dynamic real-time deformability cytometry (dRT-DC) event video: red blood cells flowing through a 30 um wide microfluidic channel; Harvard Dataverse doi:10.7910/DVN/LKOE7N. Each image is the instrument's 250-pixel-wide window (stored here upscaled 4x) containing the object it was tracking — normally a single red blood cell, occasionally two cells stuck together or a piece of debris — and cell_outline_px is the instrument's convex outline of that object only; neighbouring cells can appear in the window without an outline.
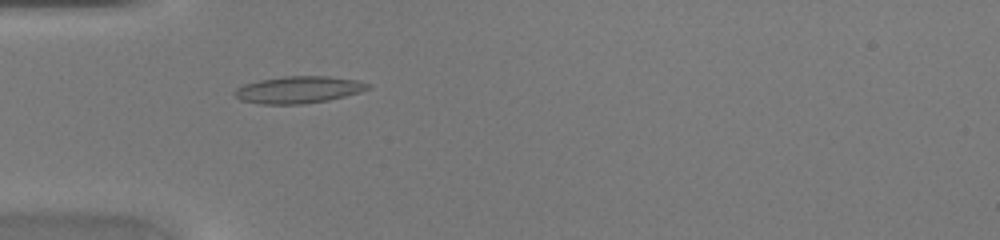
{"species": "common noctule bat (a hibernating species)", "species_latin": "Nyctalus noctula", "temperature_condition": "warm", "stored_images_in_passage": 35, "camera_frame_rate_fps": 3000, "um_per_image_px": 0.085, "animal": {"sex": "female", "body_mass_g": 20.0, "forearm_length_mm": 54.0}, "frame": {"image": 1, "passage_image": 3, "time_ms": 0.667, "image_size_px": [1000, 240], "cell_outline_px": [[372, 88], [360, 92], [328, 100], [304, 104], [260, 104], [240, 100], [232, 92], [236, 88], [244, 84], [260, 80], [284, 76], [328, 76], [356, 80], [372, 84]], "centroid_in_image_um": [25.38, 7.62], "position_along_channel_um": 59.6, "area_um2": 21.04}}
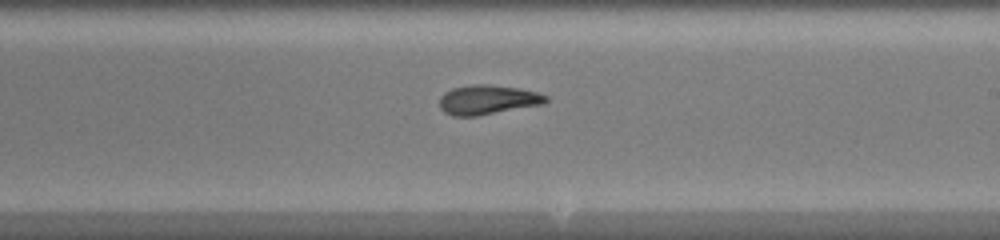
{"frame": {"image": 2, "passage_image": 16, "time_ms": 5.0, "image_size_px": [1000, 240], "cell_outline_px": [[548, 100], [544, 104], [476, 116], [452, 116], [444, 112], [440, 108], [440, 96], [444, 92], [452, 88], [472, 84], [488, 84], [520, 88], [536, 92], [548, 96]], "centroid_in_image_um": [41.44, 8.47], "position_along_channel_um": 247.6, "area_um2": 18.38}}
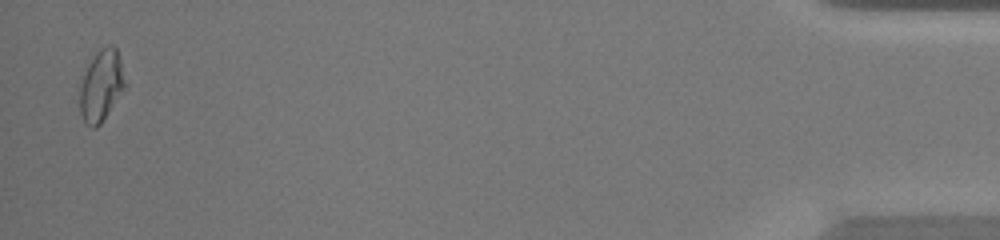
{"frame": {"image": 3, "passage_image": 34, "time_ms": 11.0, "image_size_px": [1000, 240], "cell_outline_px": [[128, 84], [100, 124], [96, 128], [92, 128], [84, 120], [80, 112], [80, 84], [88, 64], [92, 56], [100, 48], [108, 44], [112, 44], [116, 48]], "centroid_in_image_um": [8.63, 7.24], "position_along_channel_um": 426.6, "area_um2": 18.9}}